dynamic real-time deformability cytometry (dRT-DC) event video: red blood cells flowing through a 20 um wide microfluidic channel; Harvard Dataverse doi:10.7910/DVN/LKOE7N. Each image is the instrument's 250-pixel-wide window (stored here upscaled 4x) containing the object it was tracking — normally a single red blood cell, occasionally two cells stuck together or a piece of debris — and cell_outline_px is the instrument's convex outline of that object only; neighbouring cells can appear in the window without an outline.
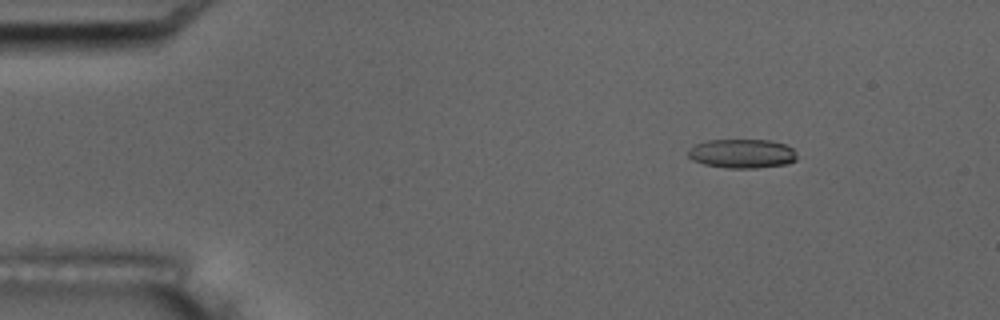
{"species": "common noctule bat (a hibernating species)", "species_latin": "Nyctalus noctula", "temperature_condition": "room temperature", "stored_images_in_passage": 7, "camera_frame_rate_fps": 3000, "um_per_image_px": 0.085, "animal": {"sex": "male", "body_mass_g": 17.5, "forearm_length_mm": 52.3}, "frame": {"image": 1, "passage_image": 3, "time_ms": 2.333, "image_size_px": [1000, 320], "cell_outline_px": [[796, 160], [788, 164], [756, 168], [728, 168], [704, 164], [692, 160], [688, 156], [688, 148], [696, 144], [708, 140], [768, 140], [784, 144], [792, 148], [796, 152]], "centroid_in_image_um": [63.07, 13.06], "position_along_channel_um": 21.9, "area_um2": 18.5}}